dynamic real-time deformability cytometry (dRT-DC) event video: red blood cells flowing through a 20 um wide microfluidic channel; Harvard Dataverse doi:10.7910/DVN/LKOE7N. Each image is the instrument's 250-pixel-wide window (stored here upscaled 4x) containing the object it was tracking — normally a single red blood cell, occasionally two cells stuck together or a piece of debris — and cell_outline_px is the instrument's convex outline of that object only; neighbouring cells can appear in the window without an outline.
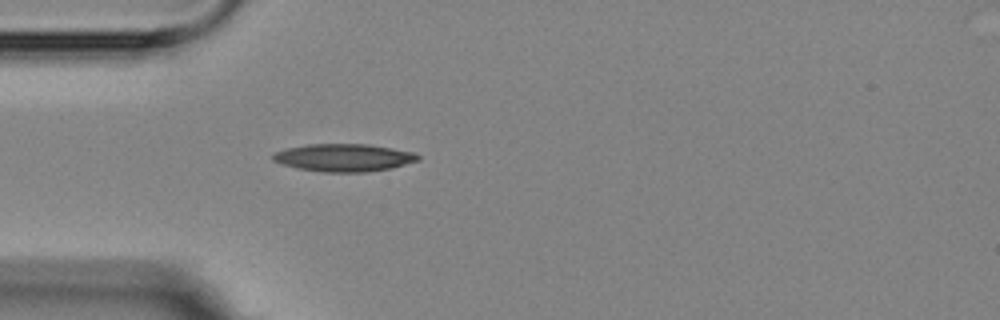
{"species": "Egyptian fruit bat (a non-hibernating species)", "species_latin": "Rousettus aegyptiacus", "temperature_condition": "room temperature", "stored_images_in_passage": 2, "camera_frame_rate_fps": 3000, "um_per_image_px": 0.085, "animal": {"sex": "female"}, "frame": {"image": 1, "passage_image": 2, "time_ms": 1.0, "image_size_px": [1000, 320], "cell_outline_px": [[420, 160], [388, 168], [364, 172], [324, 172], [296, 168], [272, 160], [272, 156], [276, 152], [284, 148], [308, 144], [368, 144], [416, 152], [420, 156]], "centroid_in_image_um": [29.22, 13.39], "position_along_channel_um": 55.8, "area_um2": 23.29}}